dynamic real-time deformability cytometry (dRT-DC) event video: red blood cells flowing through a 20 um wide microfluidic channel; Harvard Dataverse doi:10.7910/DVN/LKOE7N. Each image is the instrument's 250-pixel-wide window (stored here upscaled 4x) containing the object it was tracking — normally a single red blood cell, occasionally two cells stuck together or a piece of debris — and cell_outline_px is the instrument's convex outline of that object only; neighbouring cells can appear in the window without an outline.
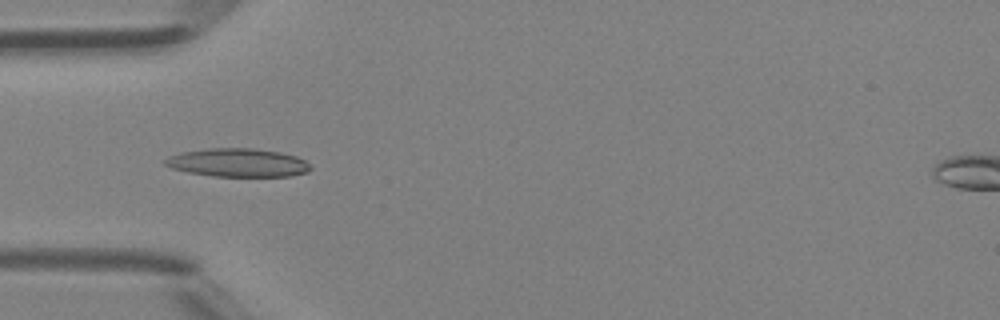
{"species": "Egyptian fruit bat (a non-hibernating species)", "species_latin": "Rousettus aegyptiacus", "temperature_condition": "room temperature", "stored_images_in_passage": 34, "camera_frame_rate_fps": 3000, "um_per_image_px": 0.085, "animal": {"sex": "female"}, "frame": {"image": 1, "passage_image": 2, "time_ms": 0.333, "image_size_px": [1000, 320], "cell_outline_px": [[312, 168], [308, 172], [292, 176], [212, 176], [188, 172], [172, 168], [164, 164], [164, 160], [168, 156], [180, 152], [208, 148], [252, 148], [280, 152], [296, 156], [304, 160]], "centroid_in_image_um": [20.21, 13.82], "position_along_channel_um": 64.8, "area_um2": 24.1}}
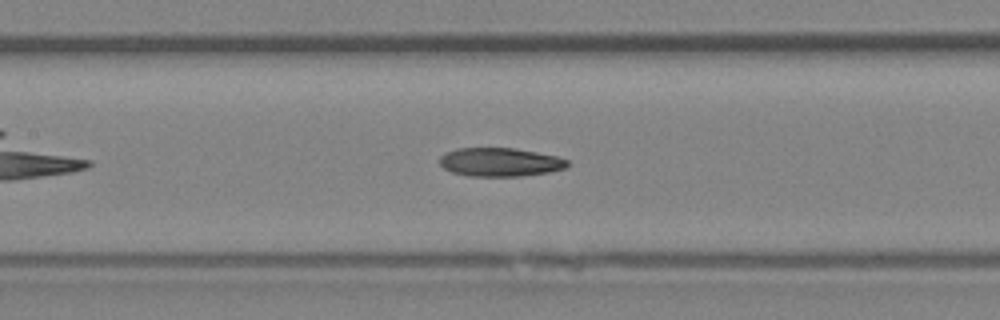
{"frame": {"image": 2, "passage_image": 9, "time_ms": 2.667, "image_size_px": [1000, 320], "cell_outline_px": [[568, 168], [548, 172], [520, 176], [468, 176], [452, 172], [444, 168], [440, 164], [440, 156], [444, 152], [456, 148], [516, 148], [556, 156], [568, 160]], "centroid_in_image_um": [42.49, 13.77], "position_along_channel_um": 164.9, "area_um2": 21.39}}
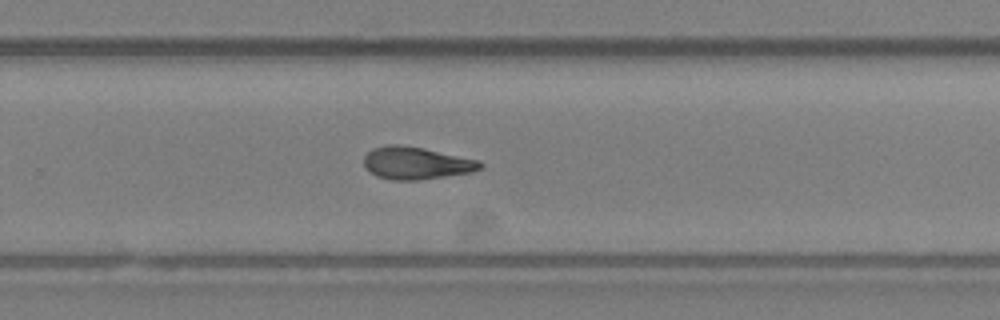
{"frame": {"image": 3, "passage_image": 18, "time_ms": 5.667, "image_size_px": [1000, 320], "cell_outline_px": [[484, 164], [480, 168], [472, 172], [420, 180], [392, 180], [376, 176], [368, 172], [364, 168], [364, 156], [372, 148], [388, 144], [400, 144], [424, 148], [480, 160]], "centroid_in_image_um": [35.35, 13.86], "position_along_channel_um": 294.5, "area_um2": 22.25}, "authors_computed_cell_mechanics": {"area_um2": 21.5016, "velocity_mm_per_s": 4.3402, "shape_relaxation_time_tau1_ms": null, "shape_relaxation_time_tau2_ms": 7.4834, "deformation_change_tau1": null, "deformation_change_tau2": 0.1865}}